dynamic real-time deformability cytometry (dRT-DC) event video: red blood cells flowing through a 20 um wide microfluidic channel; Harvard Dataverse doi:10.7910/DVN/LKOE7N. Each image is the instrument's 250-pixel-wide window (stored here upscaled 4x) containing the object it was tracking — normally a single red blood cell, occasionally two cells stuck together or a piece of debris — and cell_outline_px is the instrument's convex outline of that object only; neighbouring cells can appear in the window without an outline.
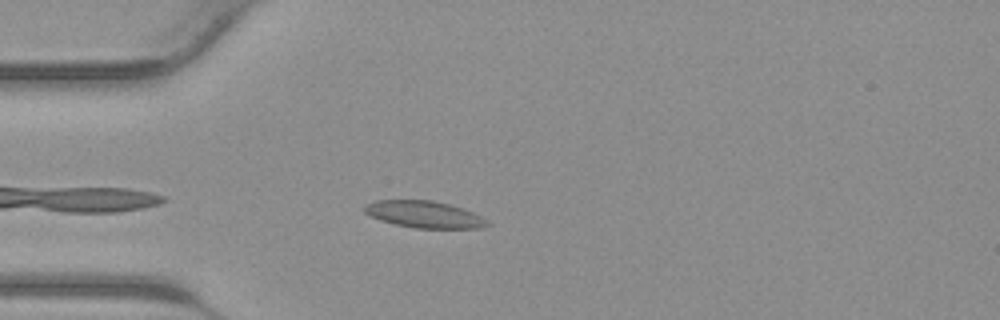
{"species": "common noctule bat (a hibernating species)", "species_latin": "Nyctalus noctula", "temperature_condition": "warm", "stored_images_in_passage": 31, "camera_frame_rate_fps": 3000, "um_per_image_px": 0.085, "animal": {"sex": "male", "body_mass_g": 23.1, "forearm_length_mm": 52.7}, "frame": {"image": 1, "passage_image": 3, "time_ms": 0.667, "image_size_px": [1000, 320], "cell_outline_px": [[492, 224], [480, 228], [416, 228], [396, 224], [380, 220], [364, 212], [364, 204], [376, 200], [432, 200], [464, 208], [488, 220]], "centroid_in_image_um": [36.07, 18.22], "position_along_channel_um": 48.9, "area_um2": 19.19}}
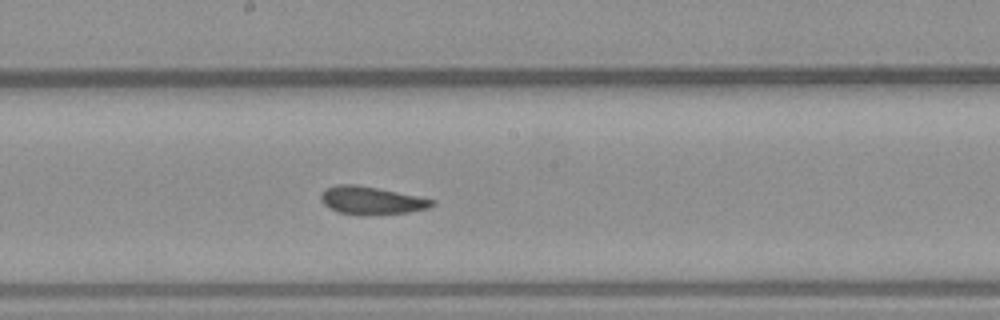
{"frame": {"image": 2, "passage_image": 14, "time_ms": 4.333, "image_size_px": [1000, 320], "cell_outline_px": [[436, 204], [428, 208], [408, 212], [340, 212], [328, 208], [320, 200], [320, 196], [324, 188], [336, 184], [356, 184], [380, 188], [436, 200]], "centroid_in_image_um": [31.55, 16.97], "position_along_channel_um": 216.6, "area_um2": 17.4}}
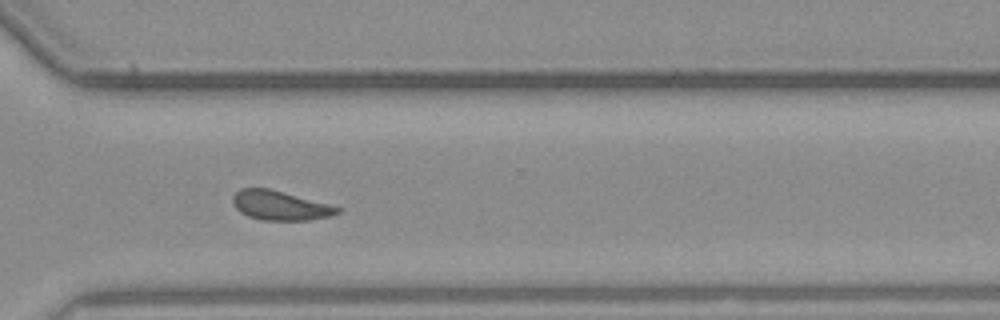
{"frame": {"image": 3, "passage_image": 22, "time_ms": 7.0, "image_size_px": [1000, 320], "cell_outline_px": [[344, 208], [340, 212], [332, 216], [308, 220], [260, 220], [248, 216], [240, 212], [236, 208], [232, 200], [232, 196], [240, 188], [268, 188]], "centroid_in_image_um": [23.82, 17.47], "position_along_channel_um": 346.8, "area_um2": 17.92}}